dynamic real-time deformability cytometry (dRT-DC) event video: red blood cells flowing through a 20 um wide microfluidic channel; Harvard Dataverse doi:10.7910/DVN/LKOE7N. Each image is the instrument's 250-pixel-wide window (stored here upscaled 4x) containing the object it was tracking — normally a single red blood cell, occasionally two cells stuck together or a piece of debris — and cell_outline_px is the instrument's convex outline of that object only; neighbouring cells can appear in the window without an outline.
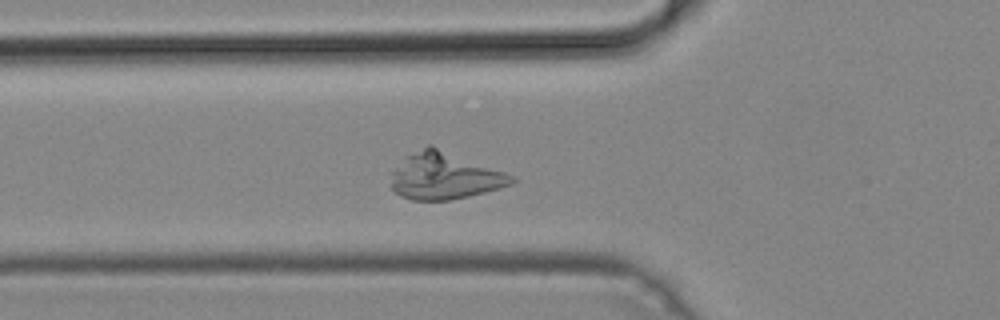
{"species": "common noctule bat (a hibernating species)", "species_latin": "Nyctalus noctula", "temperature_condition": "cold", "stored_images_in_passage": 49, "camera_frame_rate_fps": 3000, "um_per_image_px": 0.085, "animal": {"sex": "male", "body_mass_g": 19.2, "forearm_length_mm": 51.8}, "frame": {"image": 1, "passage_image": 15, "time_ms": 4.667, "image_size_px": [1000, 320], "cell_outline_px": [[516, 180], [512, 184], [500, 188], [452, 200], [412, 200], [400, 196], [392, 188], [392, 172], [408, 156], [428, 144], [432, 144], [516, 176]], "centroid_in_image_um": [37.84, 14.95], "position_along_channel_um": 88.0, "area_um2": 32.83}}
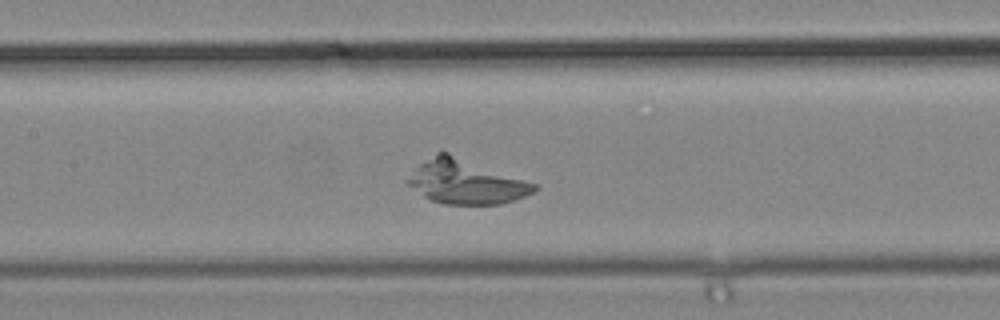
{"frame": {"image": 2, "passage_image": 21, "time_ms": 6.667, "image_size_px": [1000, 320], "cell_outline_px": [[540, 188], [536, 192], [500, 204], [444, 204], [432, 200], [424, 196], [408, 184], [404, 180], [420, 164], [440, 148], [540, 184]], "centroid_in_image_um": [39.66, 15.4], "position_along_channel_um": 167.7, "area_um2": 33.35}}
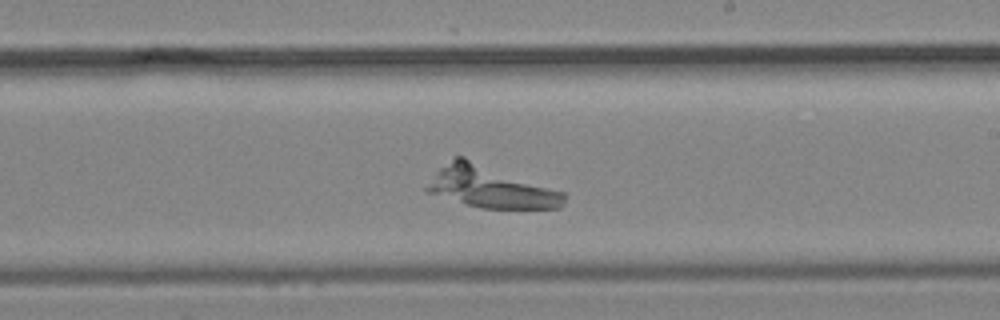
{"frame": {"image": 3, "passage_image": 27, "time_ms": 8.667, "image_size_px": [1000, 320], "cell_outline_px": [[568, 196], [564, 204], [560, 208], [480, 208], [424, 192], [424, 188], [436, 172], [440, 168], [456, 156], [464, 156], [564, 192]], "centroid_in_image_um": [41.71, 15.9], "position_along_channel_um": 247.3, "area_um2": 33.29}}